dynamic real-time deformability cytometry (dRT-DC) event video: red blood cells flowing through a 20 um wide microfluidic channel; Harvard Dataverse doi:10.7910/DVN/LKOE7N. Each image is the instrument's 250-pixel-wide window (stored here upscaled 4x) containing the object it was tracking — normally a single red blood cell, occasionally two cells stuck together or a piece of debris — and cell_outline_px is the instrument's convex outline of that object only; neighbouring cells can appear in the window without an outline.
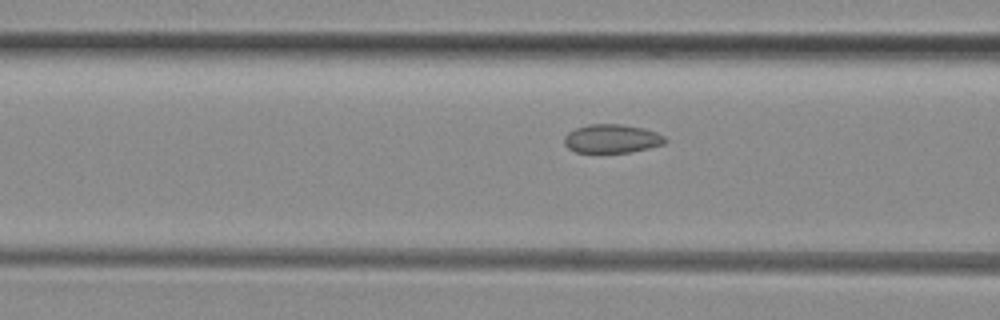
{"species": "common noctule bat (a hibernating species)", "species_latin": "Nyctalus noctula", "temperature_condition": "room temperature", "stored_images_in_passage": 31, "camera_frame_rate_fps": 3000, "um_per_image_px": 0.085, "animal": {"sex": "female", "body_mass_g": 29.2, "forearm_length_mm": 56.3}, "frame": {"image": 1, "passage_image": 10, "time_ms": 3.0, "image_size_px": [1000, 320], "cell_outline_px": [[668, 140], [664, 144], [648, 148], [628, 152], [576, 152], [568, 148], [564, 144], [564, 136], [568, 132], [576, 128], [588, 124], [620, 124], [644, 128], [656, 132], [664, 136]], "centroid_in_image_um": [52.0, 11.78], "position_along_channel_um": 114.6, "area_um2": 16.82}}
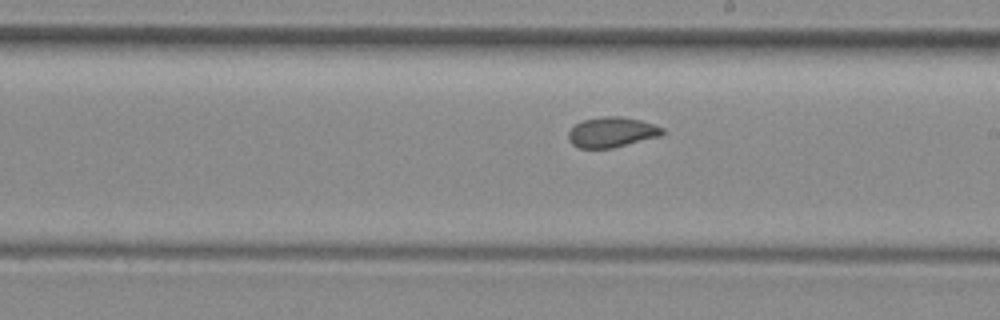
{"frame": {"image": 2, "passage_image": 19, "time_ms": 6.0, "image_size_px": [1000, 320], "cell_outline_px": [[664, 132], [660, 136], [612, 148], [580, 148], [572, 144], [568, 140], [568, 132], [576, 124], [584, 120], [604, 116], [620, 116], [640, 120], [664, 128]], "centroid_in_image_um": [51.99, 11.24], "position_along_channel_um": 237.0, "area_um2": 16.42}}
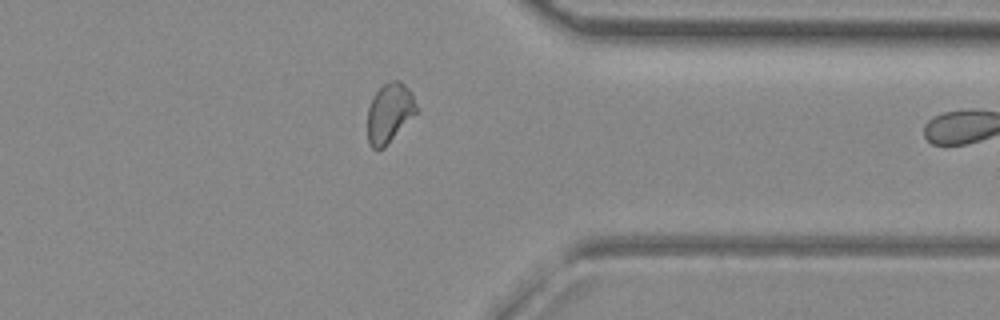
{"frame": {"image": 3, "passage_image": 30, "time_ms": 9.667, "image_size_px": [1000, 320], "cell_outline_px": [[416, 112], [384, 148], [372, 148], [368, 144], [368, 108], [376, 92], [384, 84], [392, 80], [400, 80], [412, 92], [416, 108]], "centroid_in_image_um": [33.09, 9.59], "position_along_channel_um": 378.3, "area_um2": 16.53}}